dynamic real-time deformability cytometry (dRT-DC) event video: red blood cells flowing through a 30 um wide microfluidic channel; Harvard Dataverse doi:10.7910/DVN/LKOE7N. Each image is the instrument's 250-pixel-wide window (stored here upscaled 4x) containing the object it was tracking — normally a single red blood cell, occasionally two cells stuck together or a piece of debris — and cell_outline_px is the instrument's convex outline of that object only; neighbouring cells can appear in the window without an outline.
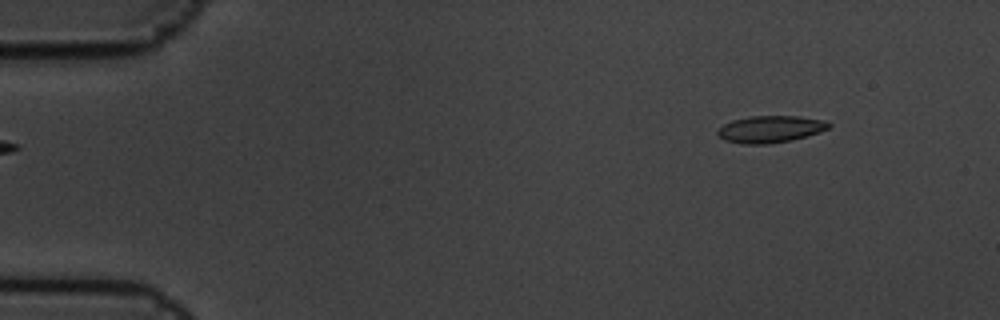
{"species": "common noctule bat (a hibernating species)", "species_latin": "Nyctalus noctula", "temperature_condition": "cold", "stored_images_in_passage": 7, "segment_of_instrument_passage": [2, 2], "camera_frame_rate_fps": 3000, "um_per_image_px": 0.085, "animal": {"sex": "male", "body_mass_g": 19.5, "forearm_length_mm": 54.6}, "frame": {"image": 1, "passage_image": 7, "time_ms": 2.0, "image_size_px": [1000, 320], "cell_outline_px": [[832, 124], [828, 128], [820, 132], [808, 136], [792, 140], [768, 144], [744, 144], [724, 140], [716, 132], [724, 124], [732, 120], [748, 116], [796, 116], [824, 120]], "centroid_in_image_um": [65.49, 10.98], "position_along_channel_um": 19.5, "area_um2": 17.46}}